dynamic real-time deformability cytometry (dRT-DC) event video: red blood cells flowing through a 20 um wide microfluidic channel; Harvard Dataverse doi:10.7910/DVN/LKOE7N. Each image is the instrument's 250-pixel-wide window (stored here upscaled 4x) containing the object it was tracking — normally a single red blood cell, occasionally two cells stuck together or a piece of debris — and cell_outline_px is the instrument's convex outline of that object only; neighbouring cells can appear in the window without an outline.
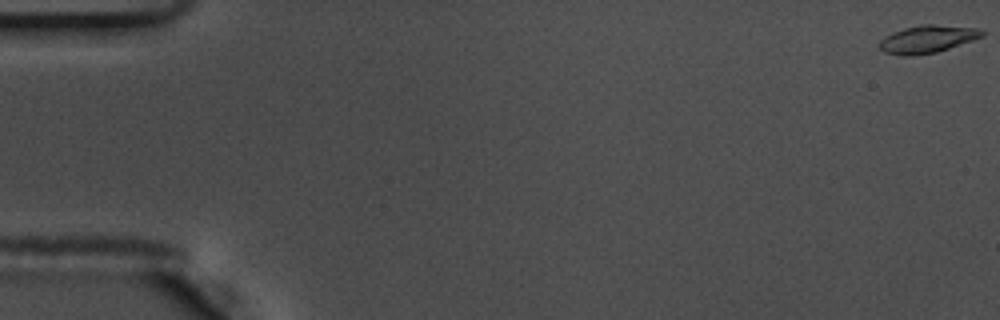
{"species": "common noctule bat (a hibernating species)", "species_latin": "Nyctalus noctula", "temperature_condition": "warm", "stored_images_in_passage": 15, "camera_frame_rate_fps": 3000, "um_per_image_px": 0.085, "animal": {"sex": "male", "body_mass_g": 17.5, "forearm_length_mm": 52.3}, "frame": {"image": 1, "passage_image": 1, "time_ms": 0.0, "image_size_px": [1000, 320], "cell_outline_px": [[984, 36], [936, 52], [904, 56], [884, 52], [880, 48], [880, 40], [884, 36], [892, 32], [904, 28], [920, 24], [932, 24], [980, 28], [984, 32]], "centroid_in_image_um": [78.82, 3.3], "position_along_channel_um": 6.2, "area_um2": 16.36}}